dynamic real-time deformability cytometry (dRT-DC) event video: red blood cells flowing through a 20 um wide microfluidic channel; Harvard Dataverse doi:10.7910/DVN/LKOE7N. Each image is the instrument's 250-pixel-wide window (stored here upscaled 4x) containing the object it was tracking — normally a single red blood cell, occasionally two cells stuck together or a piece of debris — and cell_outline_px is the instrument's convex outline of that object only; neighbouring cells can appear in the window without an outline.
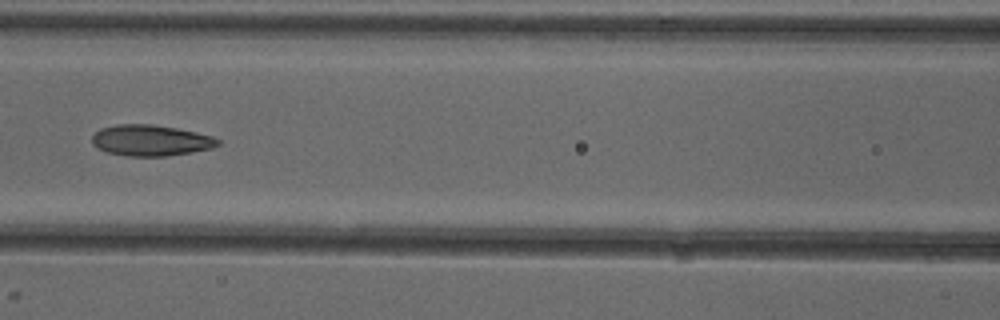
{"species": "common noctule bat (a hibernating species)", "species_latin": "Nyctalus noctula", "temperature_condition": "cold", "stored_images_in_passage": 7, "camera_frame_rate_fps": 3000, "um_per_image_px": 0.085, "animal": {"sex": "female"}, "frame": {"image": 1, "passage_image": 7, "time_ms": 7.0, "image_size_px": [1000, 320], "cell_outline_px": [[220, 144], [212, 148], [192, 152], [168, 156], [128, 156], [108, 152], [96, 148], [92, 144], [92, 136], [100, 128], [116, 124], [152, 124], [176, 128], [196, 132], [212, 136], [220, 140]], "centroid_in_image_um": [12.8, 11.93], "position_along_channel_um": 153.8, "area_um2": 22.83}}